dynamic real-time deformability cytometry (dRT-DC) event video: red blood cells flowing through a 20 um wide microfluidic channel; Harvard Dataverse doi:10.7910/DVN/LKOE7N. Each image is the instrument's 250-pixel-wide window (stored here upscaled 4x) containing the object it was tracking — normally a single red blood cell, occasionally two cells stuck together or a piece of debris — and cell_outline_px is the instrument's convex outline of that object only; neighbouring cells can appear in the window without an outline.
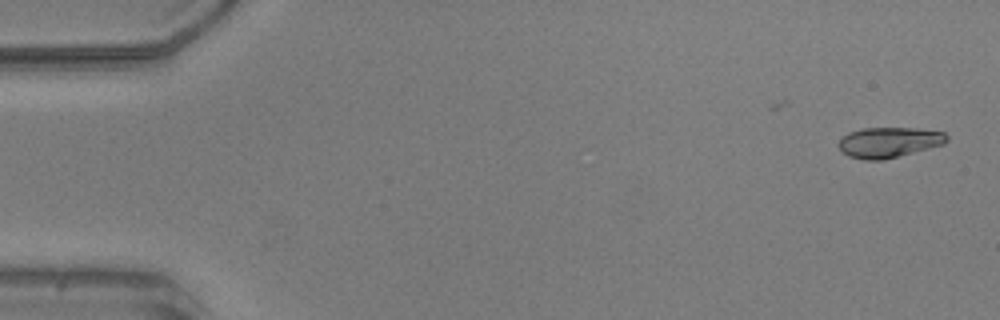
{"species": "common noctule bat (a hibernating species)", "species_latin": "Nyctalus noctula", "temperature_condition": "warm", "stored_images_in_passage": 15, "camera_frame_rate_fps": 3000, "um_per_image_px": 0.085, "animal": {"sex": "male", "body_mass_g": 20.5, "forearm_length_mm": 52.5}, "frame": {"image": 1, "passage_image": 1, "time_ms": 0.0, "image_size_px": [1000, 320], "cell_outline_px": [[948, 140], [944, 144], [884, 160], [864, 160], [848, 156], [840, 152], [836, 144], [840, 136], [848, 132], [864, 128], [916, 128], [944, 132], [948, 136]], "centroid_in_image_um": [75.49, 12.1], "position_along_channel_um": 9.5, "area_um2": 19.48}}